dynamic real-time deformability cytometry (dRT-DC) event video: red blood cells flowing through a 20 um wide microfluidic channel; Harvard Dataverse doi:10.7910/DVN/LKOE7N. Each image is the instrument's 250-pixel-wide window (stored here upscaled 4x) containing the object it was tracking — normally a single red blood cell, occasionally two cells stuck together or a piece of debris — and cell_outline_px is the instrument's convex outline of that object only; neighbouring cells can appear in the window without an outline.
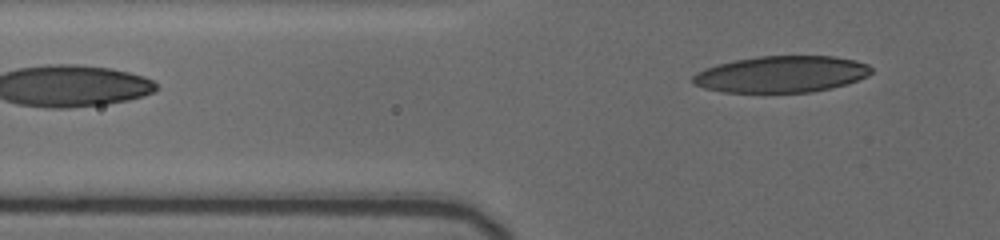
{"species": "human", "species_latin": "Homo sapiens", "temperature_condition": "cold", "stored_images_in_passage": 11, "segment_of_instrument_passage": [2, 2], "camera_frame_rate_fps": 3000, "um_per_image_px": 0.085, "donor": {"sex": "female"}, "frame": {"image": 1, "passage_image": 11, "time_ms": 4.333, "image_size_px": [1000, 240], "cell_outline_px": [[872, 72], [868, 76], [844, 84], [812, 92], [724, 92], [704, 88], [696, 84], [692, 80], [692, 76], [696, 72], [704, 68], [716, 64], [736, 60], [760, 56], [836, 56], [856, 60], [868, 64], [872, 68]], "centroid_in_image_um": [66.42, 6.3], "position_along_channel_um": 59.4, "area_um2": 37.86}}